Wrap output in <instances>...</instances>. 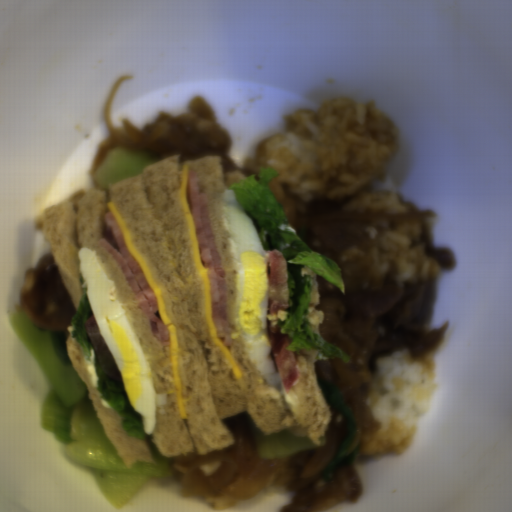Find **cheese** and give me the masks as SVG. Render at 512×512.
Returning <instances> with one entry per match:
<instances>
[{
    "label": "cheese",
    "mask_w": 512,
    "mask_h": 512,
    "mask_svg": "<svg viewBox=\"0 0 512 512\" xmlns=\"http://www.w3.org/2000/svg\"><path fill=\"white\" fill-rule=\"evenodd\" d=\"M107 206L109 208L110 213L113 215V217L115 218V220L118 224V227L121 231V234L124 239V242H125L128 252L136 259V261L142 268V270H143V272H144V274H145V276L155 294L159 315L169 330L173 383H174V388H175V394H176V399H177V404H178L179 415H180V418L185 419L188 417V414H187L185 399H184L183 390H182L180 372H179V347H178L177 327L172 322V320L169 318V316L167 314L164 294H163L158 282L156 281L147 261L144 259L142 254L139 252V250L134 245L133 239H132L116 205L111 201V202H107Z\"/></svg>",
    "instance_id": "obj_1"
},
{
    "label": "cheese",
    "mask_w": 512,
    "mask_h": 512,
    "mask_svg": "<svg viewBox=\"0 0 512 512\" xmlns=\"http://www.w3.org/2000/svg\"><path fill=\"white\" fill-rule=\"evenodd\" d=\"M188 174H189V165L185 164V165H183L182 184L179 189V200L181 202L182 208H183L185 216H186L190 239H191L192 250H193L197 270L200 274L205 321L208 326V329H209V332H210L213 342L218 345V347L220 348V350L226 357L236 378H240V377H243V374H242L239 366L237 365L234 357L231 355V353L228 351V349L226 348L224 343L219 338L217 328L214 324L213 308H212V295H211V287H210V279H209V268H204L202 261H201L196 227H195V223L193 221L192 215L190 213L187 198H186Z\"/></svg>",
    "instance_id": "obj_2"
}]
</instances>
